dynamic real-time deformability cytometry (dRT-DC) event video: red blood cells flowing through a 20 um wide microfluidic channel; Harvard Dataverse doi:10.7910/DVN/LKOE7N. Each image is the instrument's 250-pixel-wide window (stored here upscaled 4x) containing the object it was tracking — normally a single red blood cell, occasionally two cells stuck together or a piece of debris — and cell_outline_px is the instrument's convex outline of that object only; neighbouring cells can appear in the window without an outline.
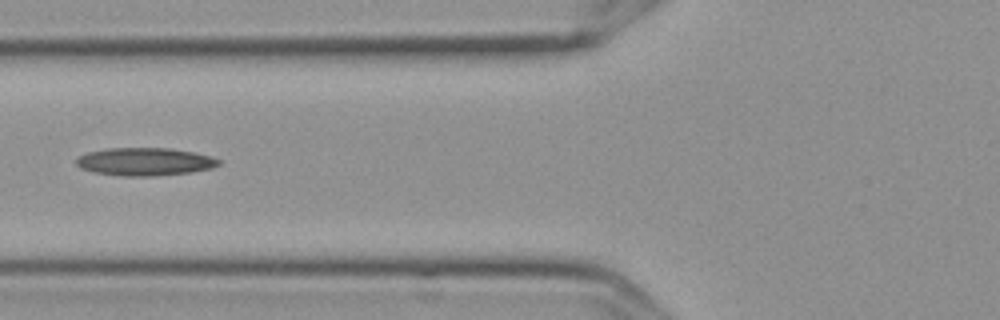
{"species": "Egyptian fruit bat (a non-hibernating species)", "species_latin": "Rousettus aegyptiacus", "temperature_condition": "cold", "stored_images_in_passage": 9, "camera_frame_rate_fps": 3000, "um_per_image_px": 0.085, "frame": {"image": 1, "passage_image": 7, "time_ms": 2.0, "image_size_px": [1000, 320], "cell_outline_px": [[220, 164], [212, 168], [192, 172], [152, 176], [124, 176], [92, 172], [80, 168], [76, 164], [76, 156], [88, 152], [108, 148], [172, 148], [192, 152], [208, 156], [220, 160]], "centroid_in_image_um": [12.26, 13.74], "position_along_channel_um": 113.5, "area_um2": 23.18}}
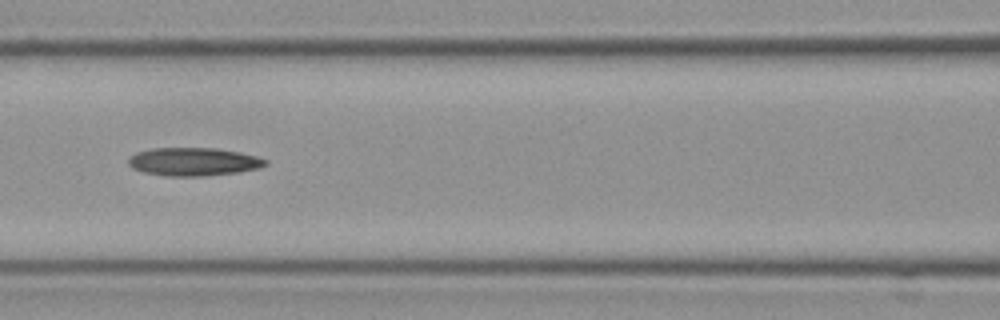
{"frame": {"image": 2, "passage_image": 8, "time_ms": 2.333, "image_size_px": [1000, 320], "cell_outline_px": [[268, 164], [260, 168], [236, 172], [200, 176], [164, 176], [144, 172], [132, 168], [128, 164], [128, 156], [136, 152], [152, 148], [212, 148], [236, 152], [256, 156], [268, 160]], "centroid_in_image_um": [16.4, 13.74], "position_along_channel_um": 150.2, "area_um2": 22.43}}
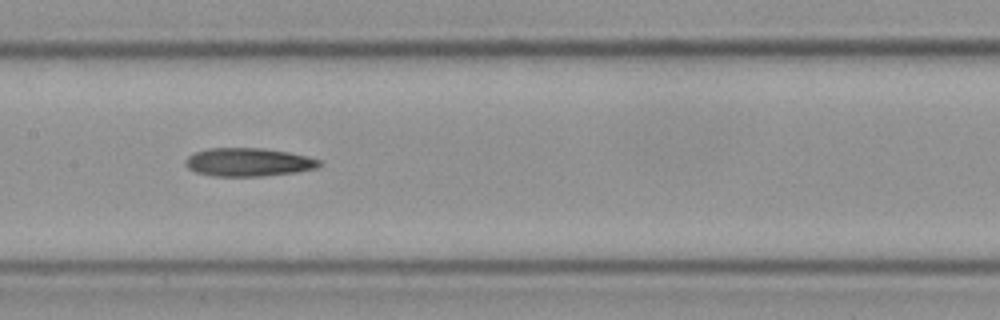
{"frame": {"image": 3, "passage_image": 9, "time_ms": 2.667, "image_size_px": [1000, 320], "cell_outline_px": [[320, 164], [316, 168], [296, 172], [260, 176], [212, 176], [196, 172], [188, 168], [184, 164], [184, 160], [188, 156], [196, 152], [208, 148], [264, 148], [288, 152], [308, 156], [320, 160]], "centroid_in_image_um": [21.08, 13.78], "position_along_channel_um": 186.3, "area_um2": 22.08}}